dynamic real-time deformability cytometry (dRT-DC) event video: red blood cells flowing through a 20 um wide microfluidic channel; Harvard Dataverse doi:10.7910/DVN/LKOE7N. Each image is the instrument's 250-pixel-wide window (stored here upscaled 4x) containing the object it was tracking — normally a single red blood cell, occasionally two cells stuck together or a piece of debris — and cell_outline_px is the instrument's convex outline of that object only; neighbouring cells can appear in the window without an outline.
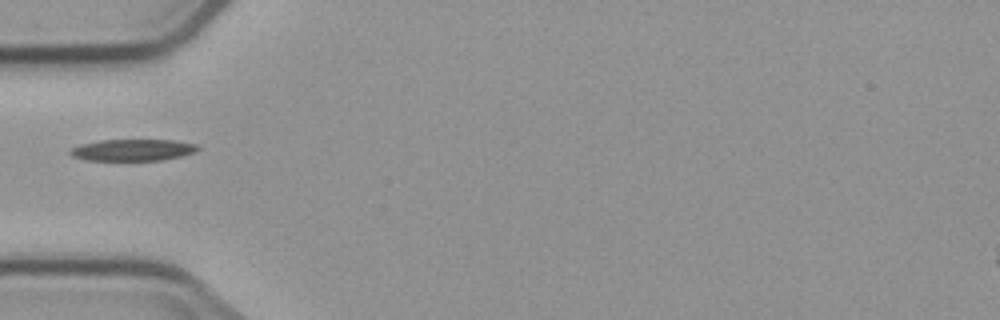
{"species": "common noctule bat (a hibernating species)", "species_latin": "Nyctalus noctula", "temperature_condition": "cold", "stored_images_in_passage": 5, "camera_frame_rate_fps": 3000, "um_per_image_px": 0.085, "animal": {"sex": "male", "body_mass_g": 23.1, "forearm_length_mm": 52.7}, "frame": {"image": 1, "passage_image": 5, "time_ms": 5.0, "image_size_px": [1000, 320], "cell_outline_px": [[200, 148], [192, 152], [180, 156], [160, 160], [84, 160], [72, 156], [68, 152], [72, 148], [80, 144], [100, 140], [172, 140], [196, 144]], "centroid_in_image_um": [11.22, 12.74], "position_along_channel_um": 73.8, "area_um2": 15.9}}